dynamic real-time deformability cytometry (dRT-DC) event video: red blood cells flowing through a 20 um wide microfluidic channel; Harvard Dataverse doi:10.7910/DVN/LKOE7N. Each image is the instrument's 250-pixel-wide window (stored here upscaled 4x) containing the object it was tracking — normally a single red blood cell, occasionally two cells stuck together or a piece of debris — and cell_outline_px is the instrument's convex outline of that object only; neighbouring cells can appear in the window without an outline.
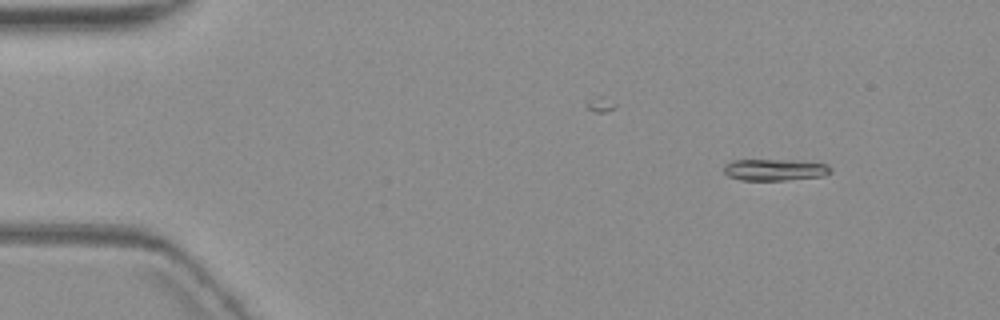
{"species": "common noctule bat (a hibernating species)", "species_latin": "Nyctalus noctula", "temperature_condition": "warm", "stored_images_in_passage": 4, "camera_frame_rate_fps": 3000, "um_per_image_px": 0.085, "animal": {"sex": "female", "body_mass_g": 19.3, "forearm_length_mm": 54.1}, "frame": {"image": 1, "passage_image": 1, "time_ms": 0.0, "image_size_px": [1000, 320], "cell_outline_px": [[832, 172], [824, 176], [784, 180], [740, 180], [728, 176], [724, 172], [724, 164], [732, 160], [792, 160], [828, 164], [832, 168]], "centroid_in_image_um": [65.86, 14.43], "position_along_channel_um": 19.1, "area_um2": 13.53}}
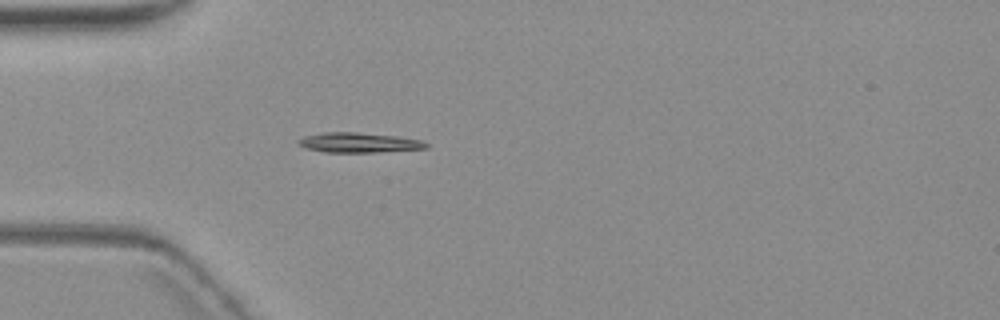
{"frame": {"image": 2, "passage_image": 4, "time_ms": 3.333, "image_size_px": [1000, 320], "cell_outline_px": [[428, 148], [376, 152], [324, 152], [304, 148], [296, 140], [304, 136], [324, 132], [356, 132], [396, 136], [424, 140], [428, 144]], "centroid_in_image_um": [30.5, 12.12], "position_along_channel_um": 54.5, "area_um2": 14.85}}